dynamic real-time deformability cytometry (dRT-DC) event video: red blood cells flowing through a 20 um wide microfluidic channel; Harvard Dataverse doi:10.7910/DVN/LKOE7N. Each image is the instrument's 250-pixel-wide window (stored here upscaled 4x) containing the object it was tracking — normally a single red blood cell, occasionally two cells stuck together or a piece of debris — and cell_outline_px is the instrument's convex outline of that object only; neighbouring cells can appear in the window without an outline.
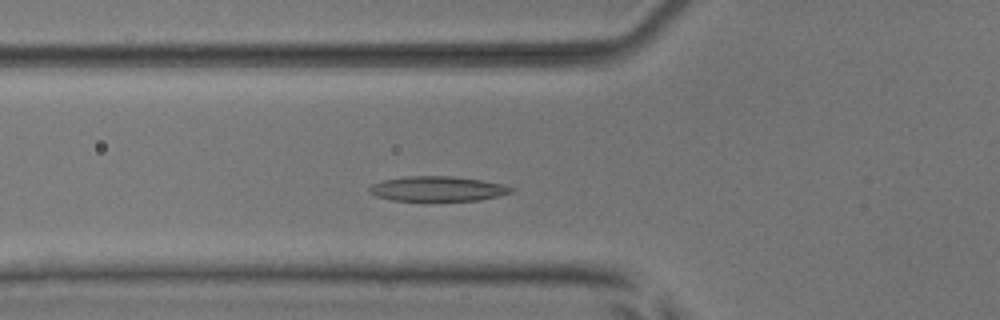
{"species": "common noctule bat (a hibernating species)", "species_latin": "Nyctalus noctula", "temperature_condition": "room temperature", "stored_images_in_passage": 49, "camera_frame_rate_fps": 3000, "um_per_image_px": 0.085, "animal": {"sex": "male", "body_mass_g": 17.9, "forearm_length_mm": 54.2}, "frame": {"image": 1, "passage_image": 14, "time_ms": 4.333, "image_size_px": [1000, 320], "cell_outline_px": [[512, 192], [500, 196], [480, 200], [392, 200], [376, 196], [368, 192], [368, 188], [372, 184], [384, 180], [408, 176], [452, 176], [480, 180], [500, 184], [512, 188]], "centroid_in_image_um": [37.16, 16.04], "position_along_channel_um": 88.6, "area_um2": 20.29}}
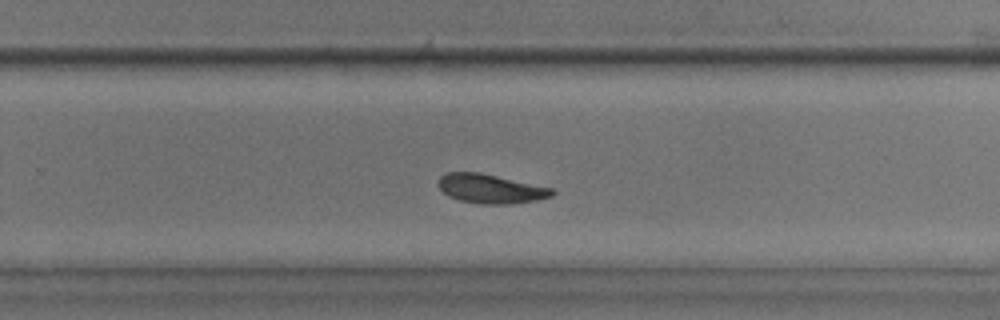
{"frame": {"image": 2, "passage_image": 30, "time_ms": 9.667, "image_size_px": [1000, 320], "cell_outline_px": [[556, 192], [552, 196], [536, 200], [508, 204], [480, 204], [460, 200], [448, 196], [436, 184], [436, 180], [440, 176], [448, 172], [480, 172], [556, 188]], "centroid_in_image_um": [41.72, 16.03], "position_along_channel_um": 288.1, "area_um2": 19.65}}
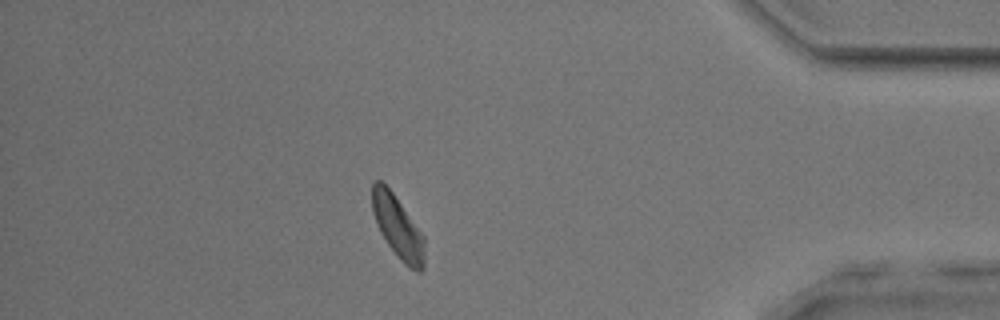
{"frame": {"image": 3, "passage_image": 42, "time_ms": 13.667, "image_size_px": [1000, 320], "cell_outline_px": [[424, 268], [420, 272], [416, 272], [408, 268], [400, 260], [388, 244], [380, 232], [372, 212], [372, 184], [376, 180], [380, 180], [392, 192], [424, 236]], "centroid_in_image_um": [33.81, 19.34], "position_along_channel_um": 401.4, "area_um2": 18.9}, "authors_computed_cell_mechanics": {"area_um2": 19.7676, "velocity_mm_per_s": 3.753, "shape_relaxation_time_tau1_ms": 4.5842, "shape_relaxation_time_tau2_ms": 9.4977, "deformation_change_tau1": 0.1338, "deformation_change_tau2": 0.1622}}